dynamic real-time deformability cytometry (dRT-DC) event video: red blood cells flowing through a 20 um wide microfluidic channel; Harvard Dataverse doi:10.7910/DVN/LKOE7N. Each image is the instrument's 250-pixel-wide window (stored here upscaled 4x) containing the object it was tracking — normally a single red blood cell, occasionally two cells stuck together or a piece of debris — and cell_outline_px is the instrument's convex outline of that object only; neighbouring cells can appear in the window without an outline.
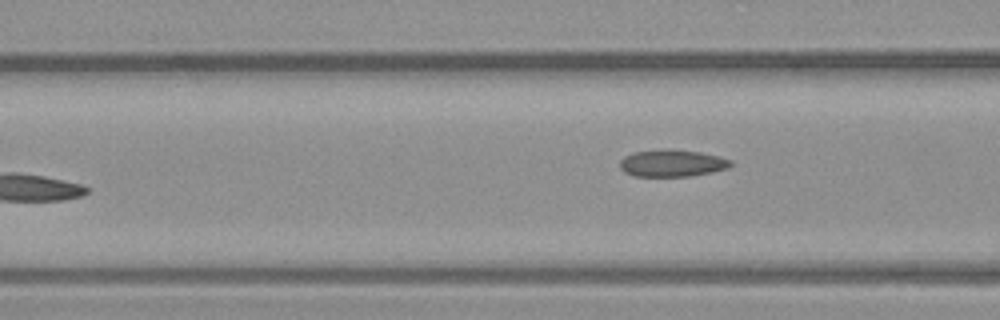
{"species": "common noctule bat (a hibernating species)", "species_latin": "Nyctalus noctula", "temperature_condition": "warm", "stored_images_in_passage": 7, "camera_frame_rate_fps": 3000, "um_per_image_px": 0.085, "animal": {"sex": "male", "body_mass_g": 23.1, "forearm_length_mm": 52.7}, "frame": {"image": 1, "passage_image": 7, "time_ms": 2.0, "image_size_px": [1000, 320], "cell_outline_px": [[732, 164], [728, 168], [712, 172], [688, 176], [636, 176], [624, 172], [620, 168], [620, 160], [624, 156], [632, 152], [668, 148], [700, 152], [720, 156], [732, 160]], "centroid_in_image_um": [57.12, 13.85], "position_along_channel_um": 109.5, "area_um2": 17.63}}